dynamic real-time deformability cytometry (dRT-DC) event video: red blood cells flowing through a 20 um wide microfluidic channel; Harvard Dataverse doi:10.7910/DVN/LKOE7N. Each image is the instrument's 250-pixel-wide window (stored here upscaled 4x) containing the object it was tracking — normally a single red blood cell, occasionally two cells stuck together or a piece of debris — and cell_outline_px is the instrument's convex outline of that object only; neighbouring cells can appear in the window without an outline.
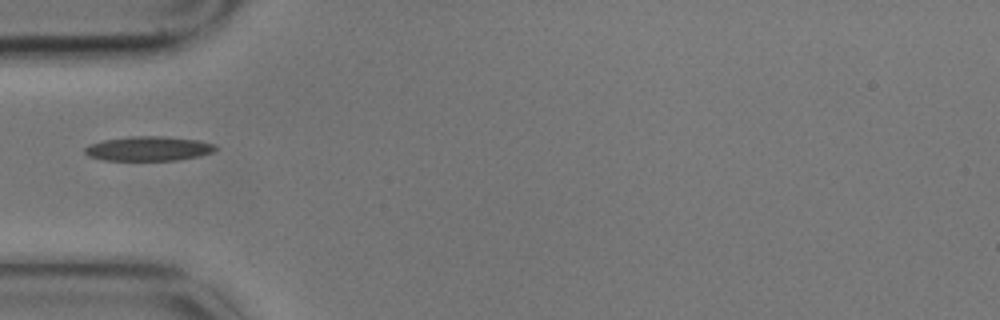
{"species": "common noctule bat (a hibernating species)", "species_latin": "Nyctalus noctula", "temperature_condition": "cold", "stored_images_in_passage": 1, "camera_frame_rate_fps": 3000, "um_per_image_px": 0.085, "animal": {"sex": "male", "body_mass_g": 17.9}, "frame": {"image": 1, "passage_image": 1, "time_ms": 0.0, "image_size_px": [1000, 320], "cell_outline_px": [[216, 148], [212, 152], [200, 156], [176, 160], [104, 160], [88, 156], [84, 152], [84, 148], [88, 144], [104, 140], [128, 136], [164, 136], [200, 140], [216, 144]], "centroid_in_image_um": [12.62, 12.62], "position_along_channel_um": 72.4, "area_um2": 18.79}}